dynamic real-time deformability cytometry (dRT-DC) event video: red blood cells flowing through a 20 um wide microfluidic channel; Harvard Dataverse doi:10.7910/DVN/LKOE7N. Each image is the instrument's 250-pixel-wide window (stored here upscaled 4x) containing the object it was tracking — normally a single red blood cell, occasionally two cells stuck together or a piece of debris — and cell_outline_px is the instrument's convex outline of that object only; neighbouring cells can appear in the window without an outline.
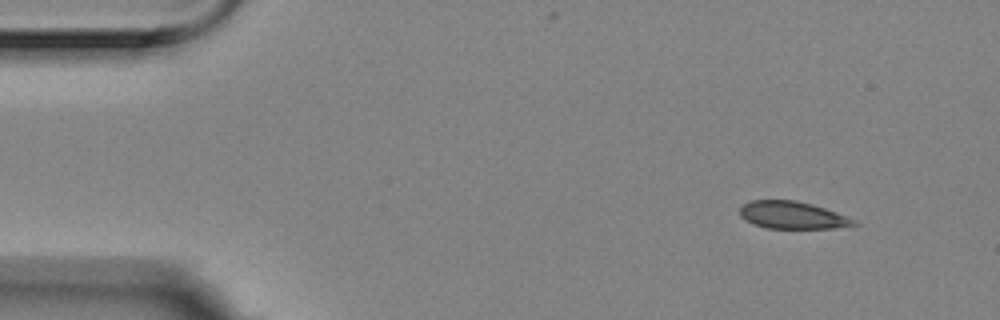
{"species": "Egyptian fruit bat (a non-hibernating species)", "species_latin": "Rousettus aegyptiacus", "temperature_condition": "room temperature", "stored_images_in_passage": 5, "camera_frame_rate_fps": 3000, "um_per_image_px": 0.085, "animal": {"sex": "female"}, "frame": {"image": 1, "passage_image": 2, "time_ms": 0.333, "image_size_px": [1000, 320], "cell_outline_px": [[860, 224], [836, 228], [764, 228], [752, 224], [744, 220], [740, 216], [740, 208], [744, 204], [752, 200], [796, 200], [812, 204], [824, 208], [856, 220]], "centroid_in_image_um": [67.33, 18.29], "position_along_channel_um": 17.7, "area_um2": 18.21}}
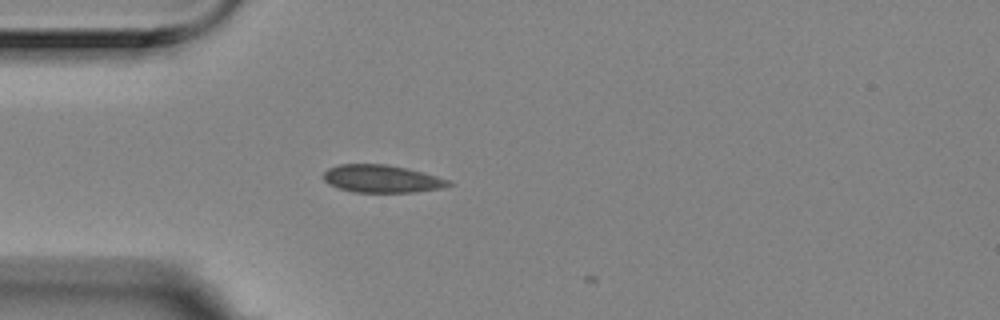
{"frame": {"image": 2, "passage_image": 5, "time_ms": 1.333, "image_size_px": [1000, 320], "cell_outline_px": [[452, 184], [440, 188], [412, 192], [352, 192], [328, 184], [324, 180], [324, 172], [328, 168], [340, 164], [388, 164], [436, 176], [448, 180]], "centroid_in_image_um": [32.39, 15.19], "position_along_channel_um": 52.6, "area_um2": 19.83}}